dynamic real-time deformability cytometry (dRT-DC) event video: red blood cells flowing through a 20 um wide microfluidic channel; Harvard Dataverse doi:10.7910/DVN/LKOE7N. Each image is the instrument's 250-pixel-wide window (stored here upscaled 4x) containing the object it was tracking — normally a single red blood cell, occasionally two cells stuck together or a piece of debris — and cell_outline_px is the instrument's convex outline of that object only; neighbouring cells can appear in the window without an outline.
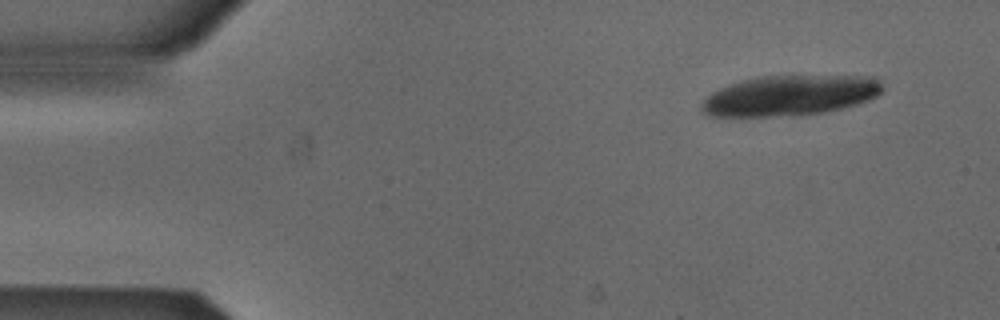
{"species": "Egyptian fruit bat (a non-hibernating species)", "species_latin": "Rousettus aegyptiacus", "temperature_condition": "cold", "stored_images_in_passage": 4, "camera_frame_rate_fps": 3000, "um_per_image_px": 0.085, "animal": {"sex": "male"}, "frame": {"image": 1, "passage_image": 1, "time_ms": 0.0, "image_size_px": [1000, 320], "cell_outline_px": [[884, 88], [876, 96], [868, 100], [856, 104], [824, 112], [792, 116], [708, 116], [700, 108], [700, 104], [712, 92], [728, 84], [740, 80], [756, 76], [876, 76], [880, 80]], "centroid_in_image_um": [67.14, 8.11], "position_along_channel_um": 17.9, "area_um2": 42.66}}